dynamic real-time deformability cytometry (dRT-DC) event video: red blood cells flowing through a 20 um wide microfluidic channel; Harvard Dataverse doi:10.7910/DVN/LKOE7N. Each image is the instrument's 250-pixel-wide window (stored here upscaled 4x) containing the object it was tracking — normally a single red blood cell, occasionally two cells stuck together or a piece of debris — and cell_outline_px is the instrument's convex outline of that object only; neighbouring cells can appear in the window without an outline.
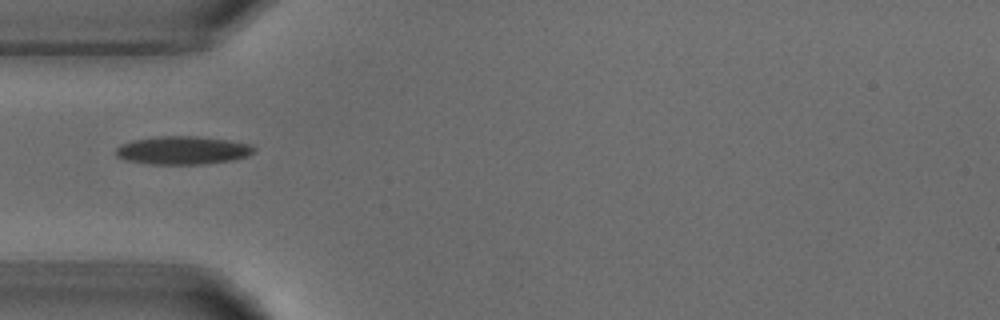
{"species": "common noctule bat (a hibernating species)", "species_latin": "Nyctalus noctula", "temperature_condition": "warm", "stored_images_in_passage": 1, "camera_frame_rate_fps": 3000, "um_per_image_px": 0.085, "animal": {"sex": "male", "body_mass_g": 18.8}, "frame": {"image": 1, "passage_image": 1, "time_ms": 0.0, "image_size_px": [1000, 320], "cell_outline_px": [[256, 152], [248, 156], [236, 160], [200, 164], [148, 164], [124, 160], [116, 156], [116, 148], [120, 144], [132, 140], [156, 136], [196, 136], [228, 140], [252, 144], [256, 148]], "centroid_in_image_um": [15.55, 12.78], "position_along_channel_um": 69.4, "area_um2": 23.06}}